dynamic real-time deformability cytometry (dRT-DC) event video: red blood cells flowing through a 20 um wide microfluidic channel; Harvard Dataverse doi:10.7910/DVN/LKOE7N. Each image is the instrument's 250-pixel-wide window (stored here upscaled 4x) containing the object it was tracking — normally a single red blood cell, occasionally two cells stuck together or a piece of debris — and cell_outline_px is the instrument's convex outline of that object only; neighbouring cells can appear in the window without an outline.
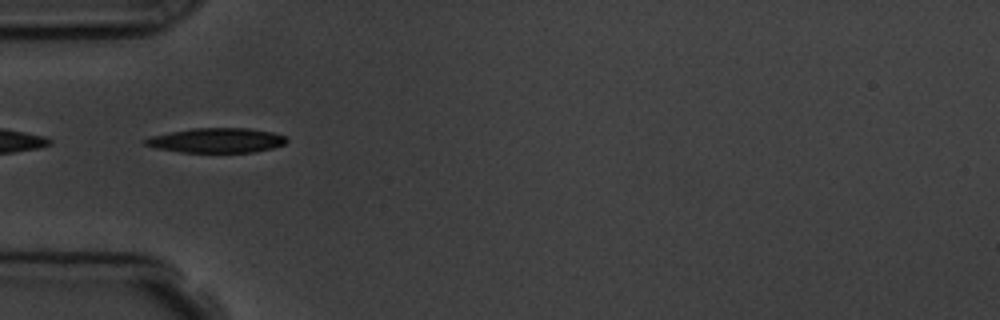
{"species": "common noctule bat (a hibernating species)", "species_latin": "Nyctalus noctula", "temperature_condition": "room temperature", "stored_images_in_passage": 7, "camera_frame_rate_fps": 3000, "um_per_image_px": 0.085, "animal": {"sex": "male", "body_mass_g": 19.5, "forearm_length_mm": 54.6}, "frame": {"image": 1, "passage_image": 3, "time_ms": 3.0, "image_size_px": [1000, 320], "cell_outline_px": [[288, 140], [284, 144], [272, 148], [252, 152], [180, 152], [156, 148], [144, 144], [144, 140], [152, 136], [192, 128], [248, 128], [272, 132], [288, 136]], "centroid_in_image_um": [18.45, 11.93], "position_along_channel_um": 66.5, "area_um2": 20.23}}